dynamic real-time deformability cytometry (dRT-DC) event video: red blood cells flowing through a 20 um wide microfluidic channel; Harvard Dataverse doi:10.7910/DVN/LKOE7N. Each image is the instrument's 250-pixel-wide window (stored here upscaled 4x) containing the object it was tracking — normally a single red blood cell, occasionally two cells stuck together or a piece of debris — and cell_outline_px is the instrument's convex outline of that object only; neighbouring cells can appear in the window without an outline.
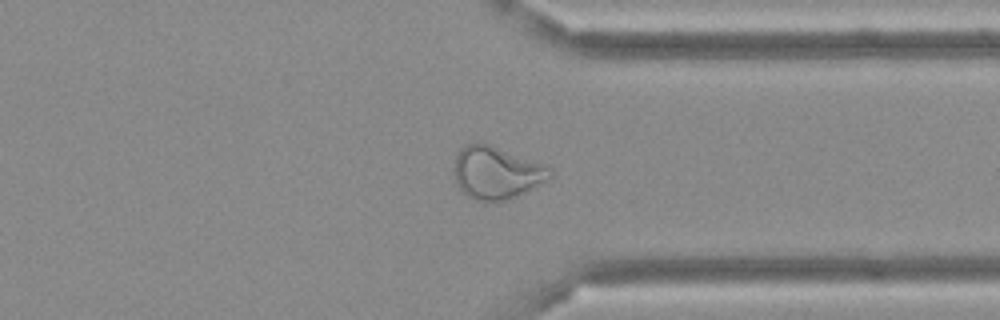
{"species": "Egyptian fruit bat (a non-hibernating species)", "species_latin": "Rousettus aegyptiacus", "temperature_condition": "cold", "stored_images_in_passage": 34, "camera_frame_rate_fps": 3000, "um_per_image_px": 0.085, "frame": {"image": 1, "passage_image": 23, "time_ms": 7.333, "image_size_px": [1000, 320], "cell_outline_px": [[552, 176], [524, 192], [508, 200], [476, 200], [468, 196], [456, 184], [456, 156], [460, 148], [464, 144], [488, 144], [548, 164], [552, 168]], "centroid_in_image_um": [42.24, 14.66], "position_along_channel_um": 369.2, "area_um2": 28.9}}
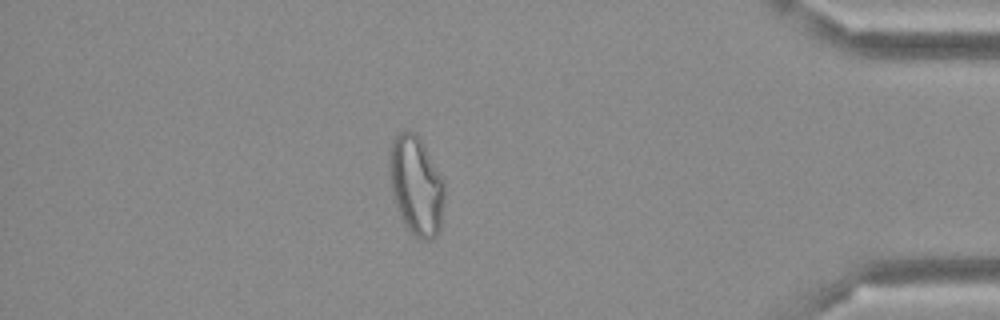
{"frame": {"image": 2, "passage_image": 28, "time_ms": 9.0, "image_size_px": [1000, 320], "cell_outline_px": [[444, 204], [440, 228], [436, 236], [432, 240], [420, 240], [404, 224], [400, 216], [392, 196], [388, 168], [388, 156], [392, 140], [400, 132], [412, 132], [420, 140], [444, 180]], "centroid_in_image_um": [35.36, 15.81], "position_along_channel_um": 399.8, "area_um2": 31.79}}